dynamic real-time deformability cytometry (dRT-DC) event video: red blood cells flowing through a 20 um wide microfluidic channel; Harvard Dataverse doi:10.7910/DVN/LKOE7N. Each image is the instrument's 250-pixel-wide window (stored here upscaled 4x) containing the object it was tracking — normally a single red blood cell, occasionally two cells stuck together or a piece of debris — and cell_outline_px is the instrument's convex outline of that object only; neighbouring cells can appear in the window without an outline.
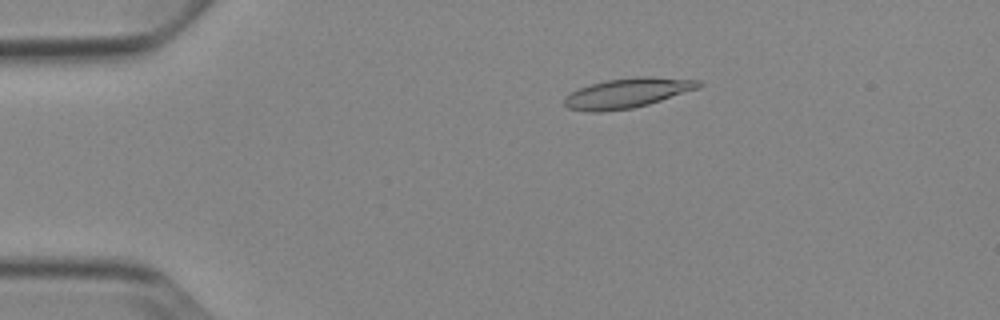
{"species": "Egyptian fruit bat (a non-hibernating species)", "species_latin": "Rousettus aegyptiacus", "temperature_condition": "cold", "stored_images_in_passage": 53, "camera_frame_rate_fps": 3000, "um_per_image_px": 0.085, "animal": {"sex": "female"}, "frame": {"image": 1, "passage_image": 11, "time_ms": 3.333, "image_size_px": [1000, 320], "cell_outline_px": [[704, 84], [700, 88], [648, 104], [632, 108], [604, 112], [588, 112], [568, 108], [564, 104], [564, 96], [580, 88], [604, 80], [636, 76], [648, 76], [700, 80]], "centroid_in_image_um": [53.34, 7.9], "position_along_channel_um": 31.7, "area_um2": 23.47}}
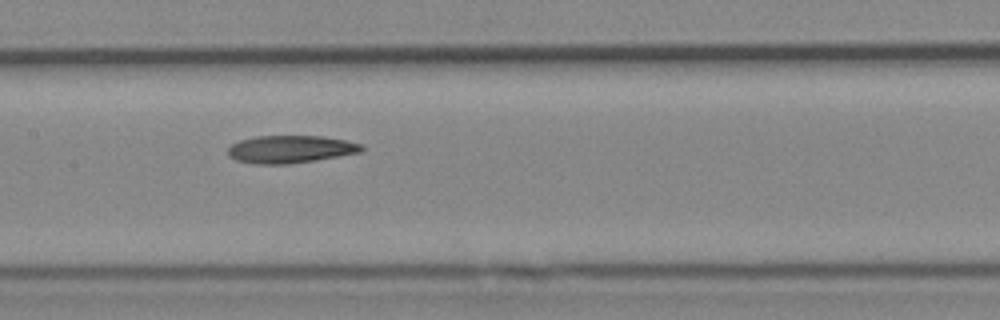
{"frame": {"image": 2, "passage_image": 27, "time_ms": 8.667, "image_size_px": [1000, 320], "cell_outline_px": [[364, 152], [316, 160], [288, 164], [252, 164], [236, 160], [228, 156], [228, 148], [232, 144], [240, 140], [256, 136], [320, 136], [344, 140], [360, 144], [364, 148]], "centroid_in_image_um": [24.67, 12.69], "position_along_channel_um": 182.7, "area_um2": 21.56}}
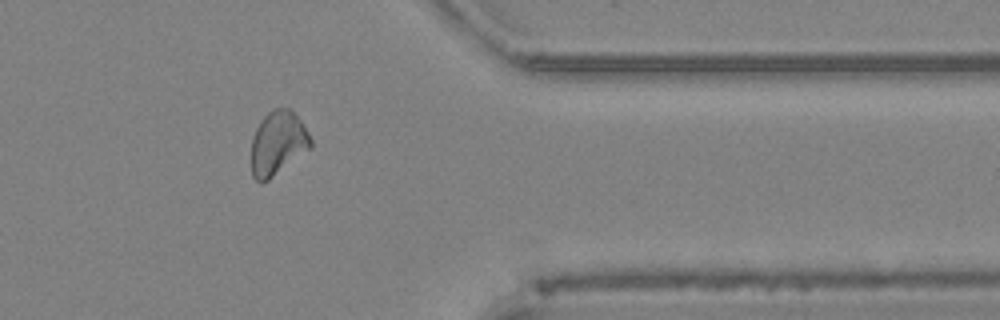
{"frame": {"image": 3, "passage_image": 44, "time_ms": 14.333, "image_size_px": [1000, 320], "cell_outline_px": [[312, 148], [268, 180], [260, 184], [252, 176], [252, 136], [260, 120], [272, 108], [292, 108], [308, 132], [312, 140]], "centroid_in_image_um": [23.62, 12.16], "position_along_channel_um": 387.8, "area_um2": 22.37}, "authors_computed_cell_mechanics": {"area_um2": 22.0796, "velocity_mm_per_s": 3.8679, "shape_relaxation_time_tau1_ms": null, "shape_relaxation_time_tau2_ms": 10.0469, "deformation_change_tau1": null, "deformation_change_tau2": 0.2133}}